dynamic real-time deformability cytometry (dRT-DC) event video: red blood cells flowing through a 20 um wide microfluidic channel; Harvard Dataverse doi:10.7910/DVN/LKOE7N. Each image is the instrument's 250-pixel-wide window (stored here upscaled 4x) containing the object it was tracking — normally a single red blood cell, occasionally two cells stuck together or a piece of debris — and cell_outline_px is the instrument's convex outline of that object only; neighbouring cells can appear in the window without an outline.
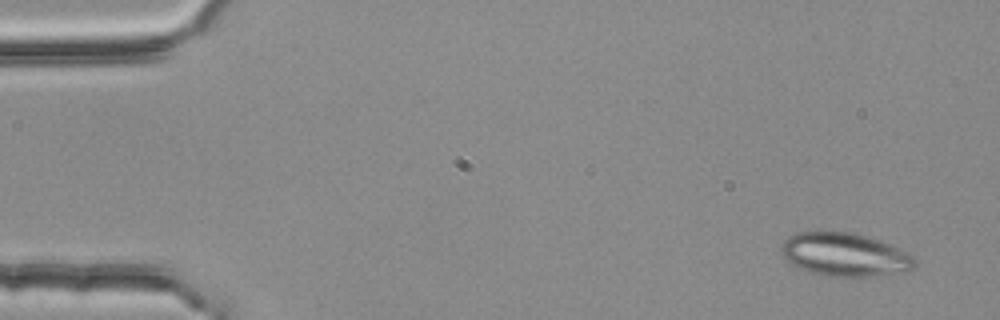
{"species": "common noctule bat (a hibernating species)", "species_latin": "Nyctalus noctula", "temperature_condition": "room temperature", "stored_images_in_passage": 4, "camera_frame_rate_fps": 3000, "um_per_image_px": 0.085, "animal": {"sex": "female", "body_mass_g": 25.1}, "frame": {"image": 1, "passage_image": 4, "time_ms": 1.0, "image_size_px": [1000, 320], "cell_outline_px": [[916, 264], [908, 272], [848, 280], [824, 276], [808, 272], [800, 268], [788, 260], [784, 256], [780, 248], [780, 244], [788, 236], [796, 232], [852, 232], [868, 236], [880, 240], [908, 252], [916, 260]], "centroid_in_image_um": [71.84, 21.69], "position_along_channel_um": 13.2, "area_um2": 34.74}}